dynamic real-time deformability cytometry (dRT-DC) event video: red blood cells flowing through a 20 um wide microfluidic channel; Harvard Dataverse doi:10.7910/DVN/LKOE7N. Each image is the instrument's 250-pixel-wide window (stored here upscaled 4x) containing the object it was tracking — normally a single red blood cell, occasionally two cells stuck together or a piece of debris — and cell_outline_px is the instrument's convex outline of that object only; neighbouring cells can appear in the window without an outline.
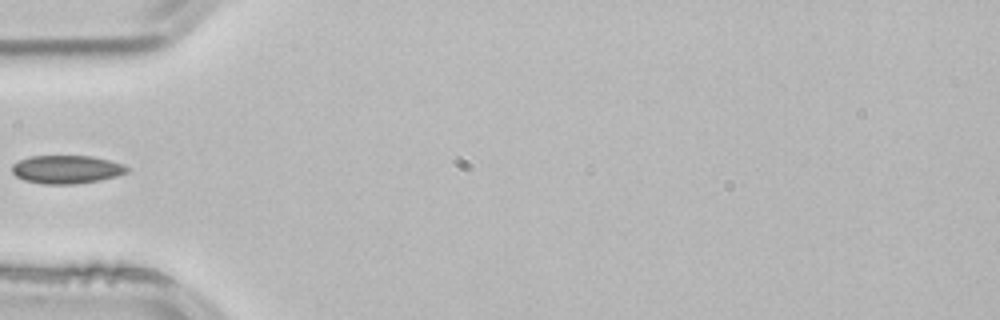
{"species": "common noctule bat (a hibernating species)", "species_latin": "Nyctalus noctula", "temperature_condition": "room temperature", "stored_images_in_passage": 3, "camera_frame_rate_fps": 3000, "um_per_image_px": 0.085, "animal": {"sex": "male", "body_mass_g": 21.5, "forearm_length_mm": 52.0}, "frame": {"image": 1, "passage_image": 3, "time_ms": 0.667, "image_size_px": [1000, 320], "cell_outline_px": [[128, 172], [116, 176], [100, 180], [76, 184], [44, 184], [24, 180], [16, 176], [12, 172], [12, 164], [20, 160], [32, 156], [92, 156], [124, 164], [128, 168]], "centroid_in_image_um": [5.66, 14.4], "position_along_channel_um": 79.3, "area_um2": 18.9}}